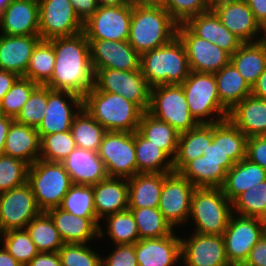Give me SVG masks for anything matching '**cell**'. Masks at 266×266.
Returning a JSON list of instances; mask_svg holds the SVG:
<instances>
[{
	"instance_id": "obj_1",
	"label": "cell",
	"mask_w": 266,
	"mask_h": 266,
	"mask_svg": "<svg viewBox=\"0 0 266 266\" xmlns=\"http://www.w3.org/2000/svg\"><path fill=\"white\" fill-rule=\"evenodd\" d=\"M48 41L54 48L55 66L45 86L52 90L70 91L83 98L94 87L95 75L85 33Z\"/></svg>"
},
{
	"instance_id": "obj_2",
	"label": "cell",
	"mask_w": 266,
	"mask_h": 266,
	"mask_svg": "<svg viewBox=\"0 0 266 266\" xmlns=\"http://www.w3.org/2000/svg\"><path fill=\"white\" fill-rule=\"evenodd\" d=\"M177 28L178 23L165 8L132 4L128 42L140 55L171 42Z\"/></svg>"
},
{
	"instance_id": "obj_3",
	"label": "cell",
	"mask_w": 266,
	"mask_h": 266,
	"mask_svg": "<svg viewBox=\"0 0 266 266\" xmlns=\"http://www.w3.org/2000/svg\"><path fill=\"white\" fill-rule=\"evenodd\" d=\"M83 108L106 131L135 132L143 114L135 103L119 94L99 91L95 86L83 97Z\"/></svg>"
},
{
	"instance_id": "obj_4",
	"label": "cell",
	"mask_w": 266,
	"mask_h": 266,
	"mask_svg": "<svg viewBox=\"0 0 266 266\" xmlns=\"http://www.w3.org/2000/svg\"><path fill=\"white\" fill-rule=\"evenodd\" d=\"M140 70L152 88L164 84H182L190 74L187 52L176 36L168 44L141 54Z\"/></svg>"
},
{
	"instance_id": "obj_5",
	"label": "cell",
	"mask_w": 266,
	"mask_h": 266,
	"mask_svg": "<svg viewBox=\"0 0 266 266\" xmlns=\"http://www.w3.org/2000/svg\"><path fill=\"white\" fill-rule=\"evenodd\" d=\"M181 85L190 114L198 124H213L228 118L229 111L220 103L213 73L191 71ZM212 114L218 116L216 120H213L215 116L211 117ZM209 117H211L210 121Z\"/></svg>"
},
{
	"instance_id": "obj_6",
	"label": "cell",
	"mask_w": 266,
	"mask_h": 266,
	"mask_svg": "<svg viewBox=\"0 0 266 266\" xmlns=\"http://www.w3.org/2000/svg\"><path fill=\"white\" fill-rule=\"evenodd\" d=\"M27 183L42 212L59 207L62 199L73 185L69 174L61 163L47 162L41 159L29 166Z\"/></svg>"
},
{
	"instance_id": "obj_7",
	"label": "cell",
	"mask_w": 266,
	"mask_h": 266,
	"mask_svg": "<svg viewBox=\"0 0 266 266\" xmlns=\"http://www.w3.org/2000/svg\"><path fill=\"white\" fill-rule=\"evenodd\" d=\"M232 208V202L221 188H196L189 216L195 222V233L223 235L233 213Z\"/></svg>"
},
{
	"instance_id": "obj_8",
	"label": "cell",
	"mask_w": 266,
	"mask_h": 266,
	"mask_svg": "<svg viewBox=\"0 0 266 266\" xmlns=\"http://www.w3.org/2000/svg\"><path fill=\"white\" fill-rule=\"evenodd\" d=\"M147 112L168 123L179 133L189 131L198 125L190 114L181 84H164L152 87Z\"/></svg>"
},
{
	"instance_id": "obj_9",
	"label": "cell",
	"mask_w": 266,
	"mask_h": 266,
	"mask_svg": "<svg viewBox=\"0 0 266 266\" xmlns=\"http://www.w3.org/2000/svg\"><path fill=\"white\" fill-rule=\"evenodd\" d=\"M98 154L108 177L130 178L137 174L135 132L106 131Z\"/></svg>"
},
{
	"instance_id": "obj_10",
	"label": "cell",
	"mask_w": 266,
	"mask_h": 266,
	"mask_svg": "<svg viewBox=\"0 0 266 266\" xmlns=\"http://www.w3.org/2000/svg\"><path fill=\"white\" fill-rule=\"evenodd\" d=\"M94 86L99 91L119 94L143 112L148 111L151 87L141 70L98 69L94 75Z\"/></svg>"
},
{
	"instance_id": "obj_11",
	"label": "cell",
	"mask_w": 266,
	"mask_h": 266,
	"mask_svg": "<svg viewBox=\"0 0 266 266\" xmlns=\"http://www.w3.org/2000/svg\"><path fill=\"white\" fill-rule=\"evenodd\" d=\"M264 233L265 222L260 218L232 214L222 235L230 264L241 266Z\"/></svg>"
},
{
	"instance_id": "obj_12",
	"label": "cell",
	"mask_w": 266,
	"mask_h": 266,
	"mask_svg": "<svg viewBox=\"0 0 266 266\" xmlns=\"http://www.w3.org/2000/svg\"><path fill=\"white\" fill-rule=\"evenodd\" d=\"M131 17L132 4L98 6L84 22L83 32L87 39L128 41Z\"/></svg>"
},
{
	"instance_id": "obj_13",
	"label": "cell",
	"mask_w": 266,
	"mask_h": 266,
	"mask_svg": "<svg viewBox=\"0 0 266 266\" xmlns=\"http://www.w3.org/2000/svg\"><path fill=\"white\" fill-rule=\"evenodd\" d=\"M69 0H43L39 4V35L41 40L69 37L83 32Z\"/></svg>"
},
{
	"instance_id": "obj_14",
	"label": "cell",
	"mask_w": 266,
	"mask_h": 266,
	"mask_svg": "<svg viewBox=\"0 0 266 266\" xmlns=\"http://www.w3.org/2000/svg\"><path fill=\"white\" fill-rule=\"evenodd\" d=\"M41 212L27 182L0 193V225L4 232L25 229Z\"/></svg>"
},
{
	"instance_id": "obj_15",
	"label": "cell",
	"mask_w": 266,
	"mask_h": 266,
	"mask_svg": "<svg viewBox=\"0 0 266 266\" xmlns=\"http://www.w3.org/2000/svg\"><path fill=\"white\" fill-rule=\"evenodd\" d=\"M177 36L183 42L190 71L216 73L230 62V54L198 37L185 23L178 24Z\"/></svg>"
},
{
	"instance_id": "obj_16",
	"label": "cell",
	"mask_w": 266,
	"mask_h": 266,
	"mask_svg": "<svg viewBox=\"0 0 266 266\" xmlns=\"http://www.w3.org/2000/svg\"><path fill=\"white\" fill-rule=\"evenodd\" d=\"M195 189L179 173H170L164 179L158 209L173 228L190 219L191 199Z\"/></svg>"
},
{
	"instance_id": "obj_17",
	"label": "cell",
	"mask_w": 266,
	"mask_h": 266,
	"mask_svg": "<svg viewBox=\"0 0 266 266\" xmlns=\"http://www.w3.org/2000/svg\"><path fill=\"white\" fill-rule=\"evenodd\" d=\"M63 96L67 97L68 101ZM72 106L78 108L77 112L72 111L74 108ZM82 107L83 98L81 96L70 91L52 90L47 86V107L43 111L45 116L37 128L40 138L45 135L70 131L72 121Z\"/></svg>"
},
{
	"instance_id": "obj_18",
	"label": "cell",
	"mask_w": 266,
	"mask_h": 266,
	"mask_svg": "<svg viewBox=\"0 0 266 266\" xmlns=\"http://www.w3.org/2000/svg\"><path fill=\"white\" fill-rule=\"evenodd\" d=\"M94 73L98 69L140 70L141 55L128 41L87 39Z\"/></svg>"
},
{
	"instance_id": "obj_19",
	"label": "cell",
	"mask_w": 266,
	"mask_h": 266,
	"mask_svg": "<svg viewBox=\"0 0 266 266\" xmlns=\"http://www.w3.org/2000/svg\"><path fill=\"white\" fill-rule=\"evenodd\" d=\"M181 259L185 266H232L222 235L193 233L188 239L181 238Z\"/></svg>"
},
{
	"instance_id": "obj_20",
	"label": "cell",
	"mask_w": 266,
	"mask_h": 266,
	"mask_svg": "<svg viewBox=\"0 0 266 266\" xmlns=\"http://www.w3.org/2000/svg\"><path fill=\"white\" fill-rule=\"evenodd\" d=\"M211 9L221 23L242 43L260 41L256 37L261 33L262 27L255 20L254 14L245 0H217L211 3Z\"/></svg>"
},
{
	"instance_id": "obj_21",
	"label": "cell",
	"mask_w": 266,
	"mask_h": 266,
	"mask_svg": "<svg viewBox=\"0 0 266 266\" xmlns=\"http://www.w3.org/2000/svg\"><path fill=\"white\" fill-rule=\"evenodd\" d=\"M248 137L228 118L212 124V142L202 156L213 160H232L234 163L246 158Z\"/></svg>"
},
{
	"instance_id": "obj_22",
	"label": "cell",
	"mask_w": 266,
	"mask_h": 266,
	"mask_svg": "<svg viewBox=\"0 0 266 266\" xmlns=\"http://www.w3.org/2000/svg\"><path fill=\"white\" fill-rule=\"evenodd\" d=\"M46 213L50 216L65 244H86L95 237H104L103 229L97 218L75 216L59 207L49 209Z\"/></svg>"
},
{
	"instance_id": "obj_23",
	"label": "cell",
	"mask_w": 266,
	"mask_h": 266,
	"mask_svg": "<svg viewBox=\"0 0 266 266\" xmlns=\"http://www.w3.org/2000/svg\"><path fill=\"white\" fill-rule=\"evenodd\" d=\"M1 34L39 35V5L27 0H10L0 15Z\"/></svg>"
},
{
	"instance_id": "obj_24",
	"label": "cell",
	"mask_w": 266,
	"mask_h": 266,
	"mask_svg": "<svg viewBox=\"0 0 266 266\" xmlns=\"http://www.w3.org/2000/svg\"><path fill=\"white\" fill-rule=\"evenodd\" d=\"M138 266H172L181 259V238L174 233L162 238L140 239L135 244Z\"/></svg>"
},
{
	"instance_id": "obj_25",
	"label": "cell",
	"mask_w": 266,
	"mask_h": 266,
	"mask_svg": "<svg viewBox=\"0 0 266 266\" xmlns=\"http://www.w3.org/2000/svg\"><path fill=\"white\" fill-rule=\"evenodd\" d=\"M60 163L73 184L93 186L108 177L98 152L76 147Z\"/></svg>"
},
{
	"instance_id": "obj_26",
	"label": "cell",
	"mask_w": 266,
	"mask_h": 266,
	"mask_svg": "<svg viewBox=\"0 0 266 266\" xmlns=\"http://www.w3.org/2000/svg\"><path fill=\"white\" fill-rule=\"evenodd\" d=\"M40 36H9L0 34V70L24 77L32 51Z\"/></svg>"
},
{
	"instance_id": "obj_27",
	"label": "cell",
	"mask_w": 266,
	"mask_h": 266,
	"mask_svg": "<svg viewBox=\"0 0 266 266\" xmlns=\"http://www.w3.org/2000/svg\"><path fill=\"white\" fill-rule=\"evenodd\" d=\"M92 188L98 221L102 217L128 209V178L107 177Z\"/></svg>"
},
{
	"instance_id": "obj_28",
	"label": "cell",
	"mask_w": 266,
	"mask_h": 266,
	"mask_svg": "<svg viewBox=\"0 0 266 266\" xmlns=\"http://www.w3.org/2000/svg\"><path fill=\"white\" fill-rule=\"evenodd\" d=\"M185 24L198 37L217 45L230 55L242 44V41L221 23L211 8L204 13L190 18Z\"/></svg>"
},
{
	"instance_id": "obj_29",
	"label": "cell",
	"mask_w": 266,
	"mask_h": 266,
	"mask_svg": "<svg viewBox=\"0 0 266 266\" xmlns=\"http://www.w3.org/2000/svg\"><path fill=\"white\" fill-rule=\"evenodd\" d=\"M40 144L37 128L14 120L5 139L3 154L20 159L30 166L40 159Z\"/></svg>"
},
{
	"instance_id": "obj_30",
	"label": "cell",
	"mask_w": 266,
	"mask_h": 266,
	"mask_svg": "<svg viewBox=\"0 0 266 266\" xmlns=\"http://www.w3.org/2000/svg\"><path fill=\"white\" fill-rule=\"evenodd\" d=\"M228 119L247 137L266 135V100L247 96L229 111Z\"/></svg>"
},
{
	"instance_id": "obj_31",
	"label": "cell",
	"mask_w": 266,
	"mask_h": 266,
	"mask_svg": "<svg viewBox=\"0 0 266 266\" xmlns=\"http://www.w3.org/2000/svg\"><path fill=\"white\" fill-rule=\"evenodd\" d=\"M232 160H213L203 156L190 161L179 174L196 188H221Z\"/></svg>"
},
{
	"instance_id": "obj_32",
	"label": "cell",
	"mask_w": 266,
	"mask_h": 266,
	"mask_svg": "<svg viewBox=\"0 0 266 266\" xmlns=\"http://www.w3.org/2000/svg\"><path fill=\"white\" fill-rule=\"evenodd\" d=\"M170 173H137L128 178V208H158L163 181Z\"/></svg>"
},
{
	"instance_id": "obj_33",
	"label": "cell",
	"mask_w": 266,
	"mask_h": 266,
	"mask_svg": "<svg viewBox=\"0 0 266 266\" xmlns=\"http://www.w3.org/2000/svg\"><path fill=\"white\" fill-rule=\"evenodd\" d=\"M265 180L266 170L244 158L227 171L221 190L233 202L241 193Z\"/></svg>"
},
{
	"instance_id": "obj_34",
	"label": "cell",
	"mask_w": 266,
	"mask_h": 266,
	"mask_svg": "<svg viewBox=\"0 0 266 266\" xmlns=\"http://www.w3.org/2000/svg\"><path fill=\"white\" fill-rule=\"evenodd\" d=\"M211 142L212 124H198L180 133L177 154L173 160L174 172L179 173L190 161L205 154Z\"/></svg>"
},
{
	"instance_id": "obj_35",
	"label": "cell",
	"mask_w": 266,
	"mask_h": 266,
	"mask_svg": "<svg viewBox=\"0 0 266 266\" xmlns=\"http://www.w3.org/2000/svg\"><path fill=\"white\" fill-rule=\"evenodd\" d=\"M230 62L252 88L266 69V49L260 41L242 43L230 55Z\"/></svg>"
},
{
	"instance_id": "obj_36",
	"label": "cell",
	"mask_w": 266,
	"mask_h": 266,
	"mask_svg": "<svg viewBox=\"0 0 266 266\" xmlns=\"http://www.w3.org/2000/svg\"><path fill=\"white\" fill-rule=\"evenodd\" d=\"M145 139L159 146L172 161L175 159L180 133L168 123L161 121L147 111L143 112L137 130Z\"/></svg>"
},
{
	"instance_id": "obj_37",
	"label": "cell",
	"mask_w": 266,
	"mask_h": 266,
	"mask_svg": "<svg viewBox=\"0 0 266 266\" xmlns=\"http://www.w3.org/2000/svg\"><path fill=\"white\" fill-rule=\"evenodd\" d=\"M214 76L217 82L220 103L228 111L251 95V87L231 62L214 73Z\"/></svg>"
},
{
	"instance_id": "obj_38",
	"label": "cell",
	"mask_w": 266,
	"mask_h": 266,
	"mask_svg": "<svg viewBox=\"0 0 266 266\" xmlns=\"http://www.w3.org/2000/svg\"><path fill=\"white\" fill-rule=\"evenodd\" d=\"M137 173H173V161L159 146L135 131ZM168 160V161H167Z\"/></svg>"
},
{
	"instance_id": "obj_39",
	"label": "cell",
	"mask_w": 266,
	"mask_h": 266,
	"mask_svg": "<svg viewBox=\"0 0 266 266\" xmlns=\"http://www.w3.org/2000/svg\"><path fill=\"white\" fill-rule=\"evenodd\" d=\"M70 131L77 147L94 152H98L106 132L105 128L83 107L75 115Z\"/></svg>"
},
{
	"instance_id": "obj_40",
	"label": "cell",
	"mask_w": 266,
	"mask_h": 266,
	"mask_svg": "<svg viewBox=\"0 0 266 266\" xmlns=\"http://www.w3.org/2000/svg\"><path fill=\"white\" fill-rule=\"evenodd\" d=\"M25 229L38 252L55 253L65 244L46 212L37 215Z\"/></svg>"
},
{
	"instance_id": "obj_41",
	"label": "cell",
	"mask_w": 266,
	"mask_h": 266,
	"mask_svg": "<svg viewBox=\"0 0 266 266\" xmlns=\"http://www.w3.org/2000/svg\"><path fill=\"white\" fill-rule=\"evenodd\" d=\"M54 66L53 45L48 40H40L32 51L24 77L39 85H45L53 75Z\"/></svg>"
},
{
	"instance_id": "obj_42",
	"label": "cell",
	"mask_w": 266,
	"mask_h": 266,
	"mask_svg": "<svg viewBox=\"0 0 266 266\" xmlns=\"http://www.w3.org/2000/svg\"><path fill=\"white\" fill-rule=\"evenodd\" d=\"M134 215L140 239L162 238L173 233L172 225L158 208H128Z\"/></svg>"
},
{
	"instance_id": "obj_43",
	"label": "cell",
	"mask_w": 266,
	"mask_h": 266,
	"mask_svg": "<svg viewBox=\"0 0 266 266\" xmlns=\"http://www.w3.org/2000/svg\"><path fill=\"white\" fill-rule=\"evenodd\" d=\"M59 208L75 216L97 218L92 186L73 184L62 199Z\"/></svg>"
},
{
	"instance_id": "obj_44",
	"label": "cell",
	"mask_w": 266,
	"mask_h": 266,
	"mask_svg": "<svg viewBox=\"0 0 266 266\" xmlns=\"http://www.w3.org/2000/svg\"><path fill=\"white\" fill-rule=\"evenodd\" d=\"M108 236L116 245L135 244L140 240L134 215L127 209L105 217Z\"/></svg>"
},
{
	"instance_id": "obj_45",
	"label": "cell",
	"mask_w": 266,
	"mask_h": 266,
	"mask_svg": "<svg viewBox=\"0 0 266 266\" xmlns=\"http://www.w3.org/2000/svg\"><path fill=\"white\" fill-rule=\"evenodd\" d=\"M233 213L260 218L265 222L266 180L241 193L233 202Z\"/></svg>"
},
{
	"instance_id": "obj_46",
	"label": "cell",
	"mask_w": 266,
	"mask_h": 266,
	"mask_svg": "<svg viewBox=\"0 0 266 266\" xmlns=\"http://www.w3.org/2000/svg\"><path fill=\"white\" fill-rule=\"evenodd\" d=\"M76 147L71 131L45 135L41 137L40 159L60 163Z\"/></svg>"
},
{
	"instance_id": "obj_47",
	"label": "cell",
	"mask_w": 266,
	"mask_h": 266,
	"mask_svg": "<svg viewBox=\"0 0 266 266\" xmlns=\"http://www.w3.org/2000/svg\"><path fill=\"white\" fill-rule=\"evenodd\" d=\"M38 86L28 78L19 77L0 101L1 114L15 119Z\"/></svg>"
},
{
	"instance_id": "obj_48",
	"label": "cell",
	"mask_w": 266,
	"mask_h": 266,
	"mask_svg": "<svg viewBox=\"0 0 266 266\" xmlns=\"http://www.w3.org/2000/svg\"><path fill=\"white\" fill-rule=\"evenodd\" d=\"M3 247L22 266H26L39 252L26 229L4 232Z\"/></svg>"
},
{
	"instance_id": "obj_49",
	"label": "cell",
	"mask_w": 266,
	"mask_h": 266,
	"mask_svg": "<svg viewBox=\"0 0 266 266\" xmlns=\"http://www.w3.org/2000/svg\"><path fill=\"white\" fill-rule=\"evenodd\" d=\"M29 165L7 155H0V193L17 188L27 182Z\"/></svg>"
},
{
	"instance_id": "obj_50",
	"label": "cell",
	"mask_w": 266,
	"mask_h": 266,
	"mask_svg": "<svg viewBox=\"0 0 266 266\" xmlns=\"http://www.w3.org/2000/svg\"><path fill=\"white\" fill-rule=\"evenodd\" d=\"M47 107V86L39 85L30 95L28 101L22 106L21 111L14 119L16 122L38 128Z\"/></svg>"
},
{
	"instance_id": "obj_51",
	"label": "cell",
	"mask_w": 266,
	"mask_h": 266,
	"mask_svg": "<svg viewBox=\"0 0 266 266\" xmlns=\"http://www.w3.org/2000/svg\"><path fill=\"white\" fill-rule=\"evenodd\" d=\"M58 254L62 266H101V256L86 244H64Z\"/></svg>"
},
{
	"instance_id": "obj_52",
	"label": "cell",
	"mask_w": 266,
	"mask_h": 266,
	"mask_svg": "<svg viewBox=\"0 0 266 266\" xmlns=\"http://www.w3.org/2000/svg\"><path fill=\"white\" fill-rule=\"evenodd\" d=\"M210 8L209 0H166L165 5V9L178 24H184Z\"/></svg>"
},
{
	"instance_id": "obj_53",
	"label": "cell",
	"mask_w": 266,
	"mask_h": 266,
	"mask_svg": "<svg viewBox=\"0 0 266 266\" xmlns=\"http://www.w3.org/2000/svg\"><path fill=\"white\" fill-rule=\"evenodd\" d=\"M101 266H138L135 245H116L110 256L101 258Z\"/></svg>"
},
{
	"instance_id": "obj_54",
	"label": "cell",
	"mask_w": 266,
	"mask_h": 266,
	"mask_svg": "<svg viewBox=\"0 0 266 266\" xmlns=\"http://www.w3.org/2000/svg\"><path fill=\"white\" fill-rule=\"evenodd\" d=\"M246 158L266 170V135L248 137Z\"/></svg>"
},
{
	"instance_id": "obj_55",
	"label": "cell",
	"mask_w": 266,
	"mask_h": 266,
	"mask_svg": "<svg viewBox=\"0 0 266 266\" xmlns=\"http://www.w3.org/2000/svg\"><path fill=\"white\" fill-rule=\"evenodd\" d=\"M241 266H266V234L258 240Z\"/></svg>"
},
{
	"instance_id": "obj_56",
	"label": "cell",
	"mask_w": 266,
	"mask_h": 266,
	"mask_svg": "<svg viewBox=\"0 0 266 266\" xmlns=\"http://www.w3.org/2000/svg\"><path fill=\"white\" fill-rule=\"evenodd\" d=\"M79 19L84 23L98 9L97 0H69Z\"/></svg>"
},
{
	"instance_id": "obj_57",
	"label": "cell",
	"mask_w": 266,
	"mask_h": 266,
	"mask_svg": "<svg viewBox=\"0 0 266 266\" xmlns=\"http://www.w3.org/2000/svg\"><path fill=\"white\" fill-rule=\"evenodd\" d=\"M26 266H62L58 252H39Z\"/></svg>"
},
{
	"instance_id": "obj_58",
	"label": "cell",
	"mask_w": 266,
	"mask_h": 266,
	"mask_svg": "<svg viewBox=\"0 0 266 266\" xmlns=\"http://www.w3.org/2000/svg\"><path fill=\"white\" fill-rule=\"evenodd\" d=\"M254 14L255 20L262 27L266 24V0H245Z\"/></svg>"
},
{
	"instance_id": "obj_59",
	"label": "cell",
	"mask_w": 266,
	"mask_h": 266,
	"mask_svg": "<svg viewBox=\"0 0 266 266\" xmlns=\"http://www.w3.org/2000/svg\"><path fill=\"white\" fill-rule=\"evenodd\" d=\"M19 78L18 75L5 70H0V101L4 95L11 89L15 81Z\"/></svg>"
},
{
	"instance_id": "obj_60",
	"label": "cell",
	"mask_w": 266,
	"mask_h": 266,
	"mask_svg": "<svg viewBox=\"0 0 266 266\" xmlns=\"http://www.w3.org/2000/svg\"><path fill=\"white\" fill-rule=\"evenodd\" d=\"M251 95L266 100V69L251 88Z\"/></svg>"
},
{
	"instance_id": "obj_61",
	"label": "cell",
	"mask_w": 266,
	"mask_h": 266,
	"mask_svg": "<svg viewBox=\"0 0 266 266\" xmlns=\"http://www.w3.org/2000/svg\"><path fill=\"white\" fill-rule=\"evenodd\" d=\"M13 121L14 119L11 117L5 115L0 116V155H3L5 139Z\"/></svg>"
},
{
	"instance_id": "obj_62",
	"label": "cell",
	"mask_w": 266,
	"mask_h": 266,
	"mask_svg": "<svg viewBox=\"0 0 266 266\" xmlns=\"http://www.w3.org/2000/svg\"><path fill=\"white\" fill-rule=\"evenodd\" d=\"M0 266H22L4 247L0 248Z\"/></svg>"
},
{
	"instance_id": "obj_63",
	"label": "cell",
	"mask_w": 266,
	"mask_h": 266,
	"mask_svg": "<svg viewBox=\"0 0 266 266\" xmlns=\"http://www.w3.org/2000/svg\"><path fill=\"white\" fill-rule=\"evenodd\" d=\"M131 3L141 7L165 8L166 0H131Z\"/></svg>"
},
{
	"instance_id": "obj_64",
	"label": "cell",
	"mask_w": 266,
	"mask_h": 266,
	"mask_svg": "<svg viewBox=\"0 0 266 266\" xmlns=\"http://www.w3.org/2000/svg\"><path fill=\"white\" fill-rule=\"evenodd\" d=\"M98 6H122L132 4L131 0H97Z\"/></svg>"
},
{
	"instance_id": "obj_65",
	"label": "cell",
	"mask_w": 266,
	"mask_h": 266,
	"mask_svg": "<svg viewBox=\"0 0 266 266\" xmlns=\"http://www.w3.org/2000/svg\"><path fill=\"white\" fill-rule=\"evenodd\" d=\"M261 31L264 33L263 37L261 38L260 36V42L264 45L265 49H266V24L262 26Z\"/></svg>"
},
{
	"instance_id": "obj_66",
	"label": "cell",
	"mask_w": 266,
	"mask_h": 266,
	"mask_svg": "<svg viewBox=\"0 0 266 266\" xmlns=\"http://www.w3.org/2000/svg\"><path fill=\"white\" fill-rule=\"evenodd\" d=\"M10 0H0V15L3 13Z\"/></svg>"
},
{
	"instance_id": "obj_67",
	"label": "cell",
	"mask_w": 266,
	"mask_h": 266,
	"mask_svg": "<svg viewBox=\"0 0 266 266\" xmlns=\"http://www.w3.org/2000/svg\"><path fill=\"white\" fill-rule=\"evenodd\" d=\"M27 1H31L39 5L43 0H27Z\"/></svg>"
},
{
	"instance_id": "obj_68",
	"label": "cell",
	"mask_w": 266,
	"mask_h": 266,
	"mask_svg": "<svg viewBox=\"0 0 266 266\" xmlns=\"http://www.w3.org/2000/svg\"><path fill=\"white\" fill-rule=\"evenodd\" d=\"M3 234H4V231H3V229H2V227H1V225H0V236H1V235L3 236Z\"/></svg>"
},
{
	"instance_id": "obj_69",
	"label": "cell",
	"mask_w": 266,
	"mask_h": 266,
	"mask_svg": "<svg viewBox=\"0 0 266 266\" xmlns=\"http://www.w3.org/2000/svg\"><path fill=\"white\" fill-rule=\"evenodd\" d=\"M215 1H217V0H209L210 3H213V2H215Z\"/></svg>"
}]
</instances>
